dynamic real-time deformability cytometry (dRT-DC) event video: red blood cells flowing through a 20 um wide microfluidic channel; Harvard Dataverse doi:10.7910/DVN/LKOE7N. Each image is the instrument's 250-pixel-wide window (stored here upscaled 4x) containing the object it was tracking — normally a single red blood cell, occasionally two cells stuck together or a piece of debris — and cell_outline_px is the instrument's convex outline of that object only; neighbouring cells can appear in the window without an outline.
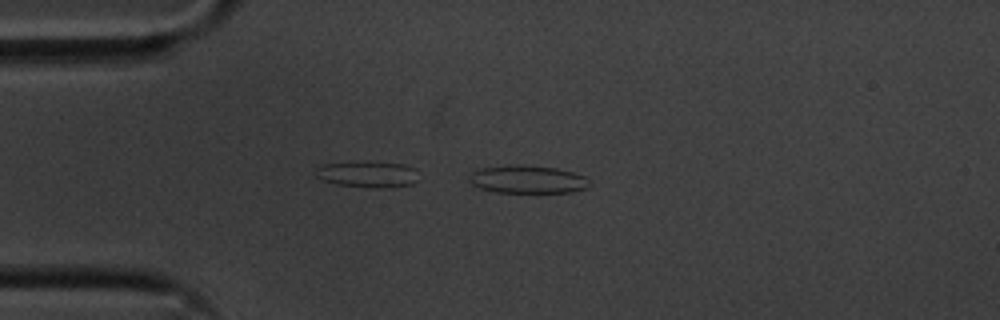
{"species": "common noctule bat (a hibernating species)", "species_latin": "Nyctalus noctula", "temperature_condition": "cold", "stored_images_in_passage": 8, "camera_frame_rate_fps": 3000, "um_per_image_px": 0.085, "animal": {"sex": "male", "body_mass_g": 20.1, "forearm_length_mm": 53.5}, "frame": {"image": 1, "passage_image": 1, "time_ms": 0.0, "image_size_px": [1000, 320], "cell_outline_px": [[592, 184], [584, 188], [572, 192], [496, 192], [480, 188], [472, 184], [468, 180], [468, 176], [472, 172], [484, 168], [556, 168], [572, 172], [584, 176]], "centroid_in_image_um": [44.88, 15.31], "position_along_channel_um": 40.1, "area_um2": 18.32}}
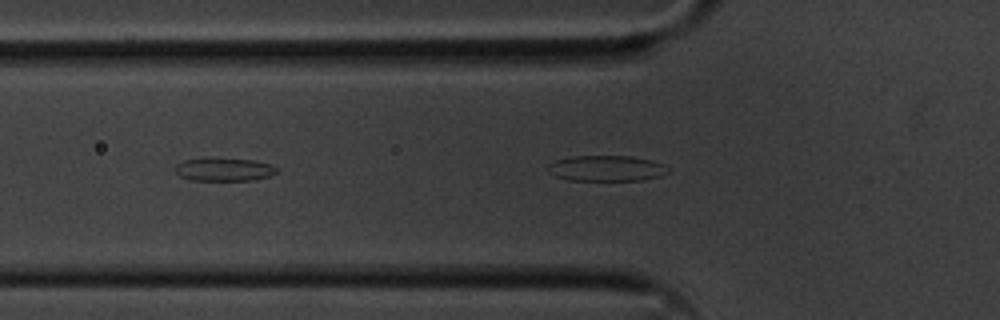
{"frame": {"image": 2, "passage_image": 6, "time_ms": 1.667, "image_size_px": [1000, 320], "cell_outline_px": [[672, 172], [660, 176], [644, 180], [568, 180], [556, 176], [548, 172], [548, 164], [556, 160], [572, 156], [632, 156], [652, 160], [664, 164]], "centroid_in_image_um": [51.59, 14.3], "position_along_channel_um": 74.2, "area_um2": 18.15}}
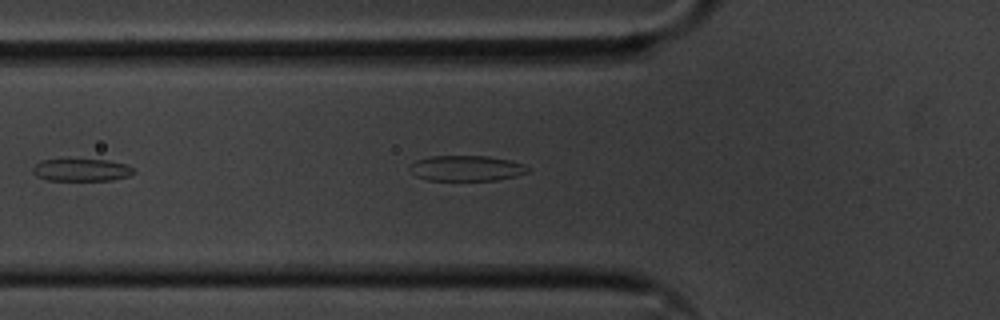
{"frame": {"image": 3, "passage_image": 7, "time_ms": 2.0, "image_size_px": [1000, 320], "cell_outline_px": [[136, 172], [128, 176], [112, 180], [48, 180], [36, 176], [32, 172], [32, 168], [40, 160], [108, 160], [124, 164], [132, 168]], "centroid_in_image_um": [6.91, 14.45], "position_along_channel_um": 118.9, "area_um2": 13.01}}